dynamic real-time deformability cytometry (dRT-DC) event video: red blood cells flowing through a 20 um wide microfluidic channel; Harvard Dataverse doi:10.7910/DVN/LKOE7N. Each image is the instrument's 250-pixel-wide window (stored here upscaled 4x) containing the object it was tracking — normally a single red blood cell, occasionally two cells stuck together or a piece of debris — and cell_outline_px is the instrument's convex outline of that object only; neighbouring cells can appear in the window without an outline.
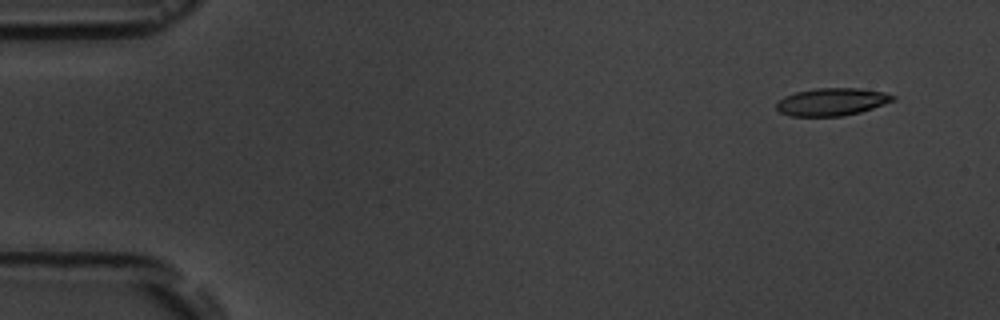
{"species": "common noctule bat (a hibernating species)", "species_latin": "Nyctalus noctula", "temperature_condition": "room temperature", "stored_images_in_passage": 9, "camera_frame_rate_fps": 3000, "um_per_image_px": 0.085, "animal": {"sex": "male", "body_mass_g": 19.5, "forearm_length_mm": 54.6}, "frame": {"image": 1, "passage_image": 1, "time_ms": 0.0, "image_size_px": [1000, 320], "cell_outline_px": [[896, 100], [860, 112], [844, 116], [788, 116], [780, 112], [776, 108], [776, 104], [784, 96], [796, 92], [816, 88], [860, 88], [884, 92], [896, 96]], "centroid_in_image_um": [70.72, 8.65], "position_along_channel_um": 14.3, "area_um2": 18.79}}
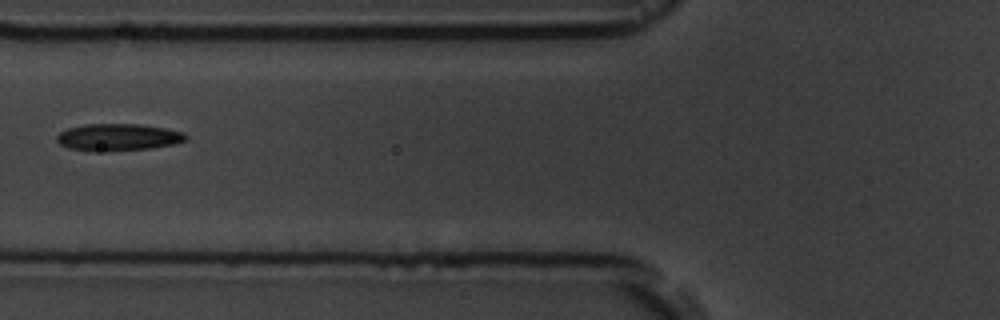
{"frame": {"image": 2, "passage_image": 6, "time_ms": 6.0, "image_size_px": [1000, 320], "cell_outline_px": [[188, 140], [172, 144], [148, 148], [92, 152], [68, 148], [60, 144], [56, 140], [56, 136], [60, 132], [68, 128], [84, 124], [140, 124], [164, 128], [184, 132], [188, 136]], "centroid_in_image_um": [10.01, 11.66], "position_along_channel_um": 115.8, "area_um2": 20.35}}
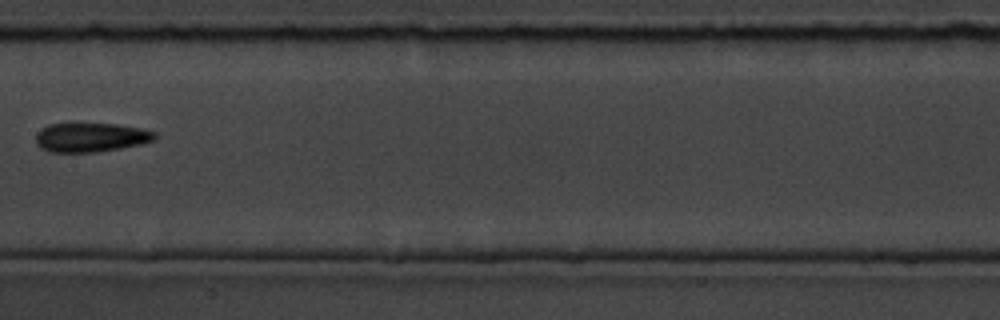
{"frame": {"image": 3, "passage_image": 8, "time_ms": 8.333, "image_size_px": [1000, 320], "cell_outline_px": [[156, 140], [140, 144], [120, 148], [96, 152], [48, 152], [40, 148], [36, 144], [36, 132], [40, 128], [48, 124], [116, 124], [140, 128], [156, 132]], "centroid_in_image_um": [7.69, 11.68], "position_along_channel_um": 199.7, "area_um2": 20.29}}